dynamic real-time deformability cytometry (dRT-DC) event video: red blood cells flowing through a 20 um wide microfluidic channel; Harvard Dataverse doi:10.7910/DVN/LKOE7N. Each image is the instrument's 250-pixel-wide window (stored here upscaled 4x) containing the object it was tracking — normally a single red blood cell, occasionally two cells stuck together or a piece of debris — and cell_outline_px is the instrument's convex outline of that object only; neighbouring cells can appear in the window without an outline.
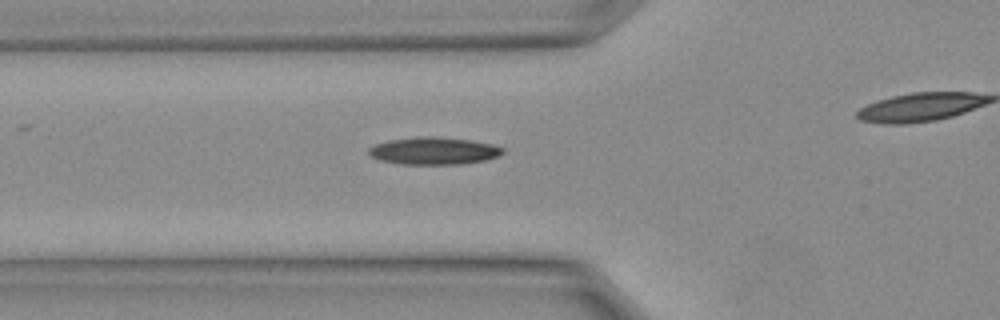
{"species": "Egyptian fruit bat (a non-hibernating species)", "species_latin": "Rousettus aegyptiacus", "temperature_condition": "warm", "stored_images_in_passage": 6, "camera_frame_rate_fps": 3000, "um_per_image_px": 0.085, "animal": {"sex": "female"}, "frame": {"image": 1, "passage_image": 3, "time_ms": 0.667, "image_size_px": [1000, 320], "cell_outline_px": [[504, 152], [500, 156], [488, 160], [460, 164], [400, 164], [380, 160], [372, 156], [368, 152], [368, 148], [376, 144], [388, 140], [424, 136], [432, 136], [472, 140], [492, 144], [504, 148]], "centroid_in_image_um": [36.92, 12.82], "position_along_channel_um": 88.9, "area_um2": 21.44}}